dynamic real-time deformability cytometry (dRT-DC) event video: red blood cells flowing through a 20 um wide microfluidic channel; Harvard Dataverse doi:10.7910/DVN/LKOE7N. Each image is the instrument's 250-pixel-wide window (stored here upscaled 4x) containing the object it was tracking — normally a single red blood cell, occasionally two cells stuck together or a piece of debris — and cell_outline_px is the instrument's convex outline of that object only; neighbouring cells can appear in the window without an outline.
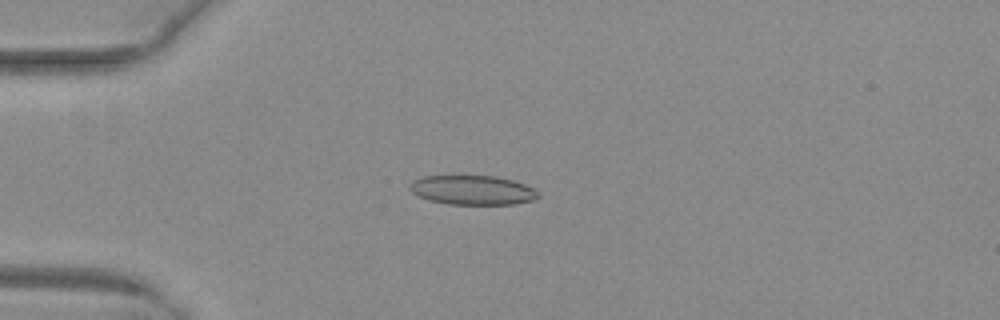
{"species": "common noctule bat (a hibernating species)", "species_latin": "Nyctalus noctula", "temperature_condition": "warm", "stored_images_in_passage": 50, "camera_frame_rate_fps": 3000, "um_per_image_px": 0.085, "animal": {"sex": "female", "body_mass_g": 29.2, "forearm_length_mm": 56.3}, "frame": {"image": 1, "passage_image": 12, "time_ms": 3.667, "image_size_px": [1000, 320], "cell_outline_px": [[540, 196], [532, 200], [512, 204], [448, 204], [428, 200], [412, 192], [408, 188], [408, 184], [412, 180], [424, 176], [496, 176], [512, 180], [524, 184], [540, 192]], "centroid_in_image_um": [40.14, 16.15], "position_along_channel_um": 44.9, "area_um2": 21.96}}
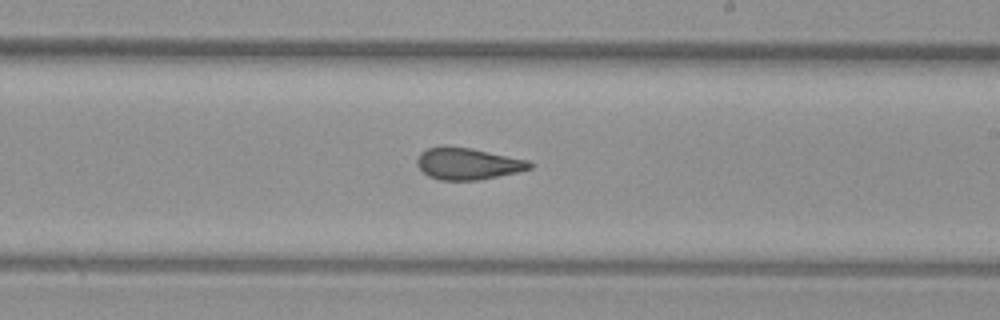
{"frame": {"image": 2, "passage_image": 29, "time_ms": 9.333, "image_size_px": [1000, 320], "cell_outline_px": [[536, 164], [532, 168], [520, 172], [476, 180], [440, 180], [428, 176], [416, 164], [416, 160], [420, 152], [428, 148], [444, 144], [472, 148], [528, 160]], "centroid_in_image_um": [39.76, 13.89], "position_along_channel_um": 249.2, "area_um2": 21.21}}
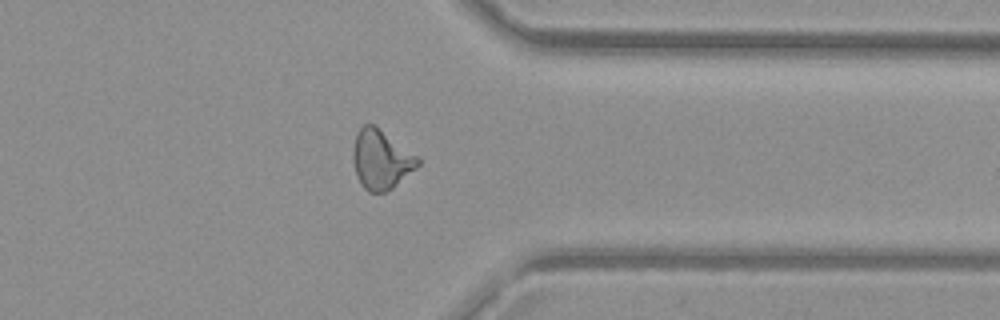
{"frame": {"image": 3, "passage_image": 39, "time_ms": 12.667, "image_size_px": [1000, 320], "cell_outline_px": [[420, 164], [416, 168], [392, 188], [384, 192], [368, 192], [364, 188], [356, 176], [352, 160], [352, 148], [356, 132], [364, 124], [376, 124], [420, 156]], "centroid_in_image_um": [32.39, 13.51], "position_along_channel_um": 379.0, "area_um2": 23.0}, "authors_computed_cell_mechanics": {"area_um2": 22.1085, "velocity_mm_per_s": 4.0563, "shape_relaxation_time_tau1_ms": null, "shape_relaxation_time_tau2_ms": 1.7655, "deformation_change_tau1": null, "deformation_change_tau2": 0.0957}}